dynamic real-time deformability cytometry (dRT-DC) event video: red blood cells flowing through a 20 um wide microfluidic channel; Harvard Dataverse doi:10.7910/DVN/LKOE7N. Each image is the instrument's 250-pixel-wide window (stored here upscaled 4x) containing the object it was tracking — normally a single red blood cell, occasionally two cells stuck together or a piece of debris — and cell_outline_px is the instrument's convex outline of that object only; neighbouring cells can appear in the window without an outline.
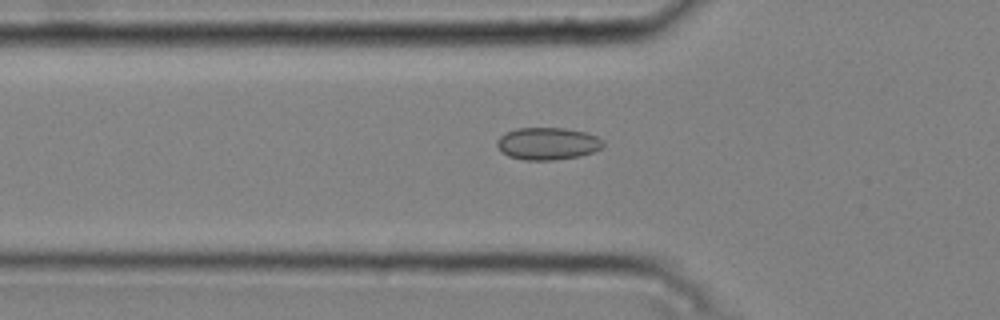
{"species": "common noctule bat (a hibernating species)", "species_latin": "Nyctalus noctula", "temperature_condition": "cold", "stored_images_in_passage": 33, "camera_frame_rate_fps": 3000, "um_per_image_px": 0.085, "animal": {"sex": "male", "body_mass_g": 20.4}, "frame": {"image": 1, "passage_image": 5, "time_ms": 1.333, "image_size_px": [1000, 320], "cell_outline_px": [[604, 148], [580, 156], [556, 160], [524, 160], [508, 156], [500, 152], [496, 144], [496, 140], [500, 136], [516, 128], [564, 128], [584, 132], [596, 136], [604, 140]], "centroid_in_image_um": [46.55, 12.21], "position_along_channel_um": 79.3, "area_um2": 20.17}}
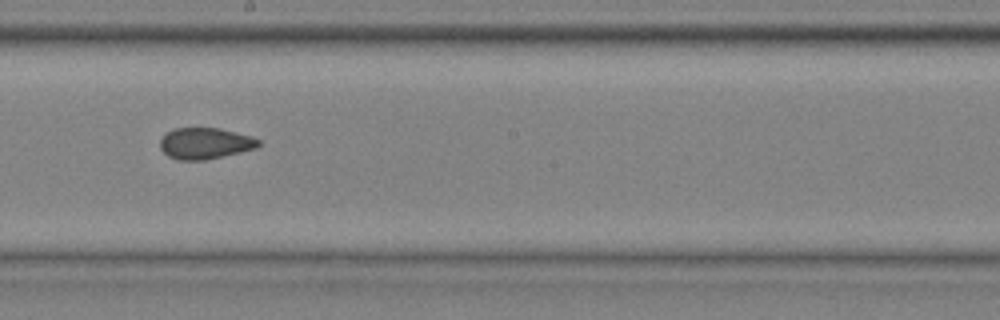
{"frame": {"image": 2, "passage_image": 17, "time_ms": 5.333, "image_size_px": [1000, 320], "cell_outline_px": [[260, 144], [256, 148], [240, 152], [204, 160], [180, 160], [168, 156], [160, 148], [160, 140], [168, 132], [176, 128], [220, 128], [252, 136], [260, 140]], "centroid_in_image_um": [17.45, 12.18], "position_along_channel_um": 230.8, "area_um2": 17.8}}
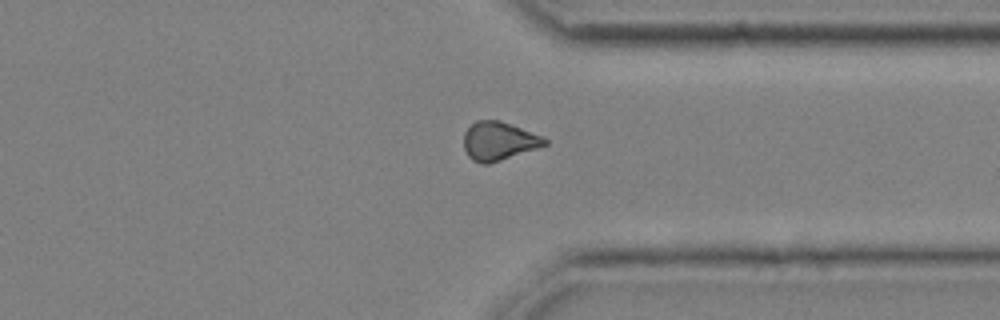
{"frame": {"image": 3, "passage_image": 28, "time_ms": 9.0, "image_size_px": [1000, 320], "cell_outline_px": [[548, 144], [488, 164], [480, 164], [472, 160], [468, 156], [464, 148], [464, 132], [476, 120], [500, 120], [544, 136], [548, 140]], "centroid_in_image_um": [42.39, 11.98], "position_along_channel_um": 369.0, "area_um2": 18.15}, "authors_computed_cell_mechanics": {"area_um2": 18.4382, "velocity_mm_per_s": 3.7831, "shape_relaxation_time_tau1_ms": null, "shape_relaxation_time_tau2_ms": 2.3347, "deformation_change_tau1": null, "deformation_change_tau2": 0.0599}}